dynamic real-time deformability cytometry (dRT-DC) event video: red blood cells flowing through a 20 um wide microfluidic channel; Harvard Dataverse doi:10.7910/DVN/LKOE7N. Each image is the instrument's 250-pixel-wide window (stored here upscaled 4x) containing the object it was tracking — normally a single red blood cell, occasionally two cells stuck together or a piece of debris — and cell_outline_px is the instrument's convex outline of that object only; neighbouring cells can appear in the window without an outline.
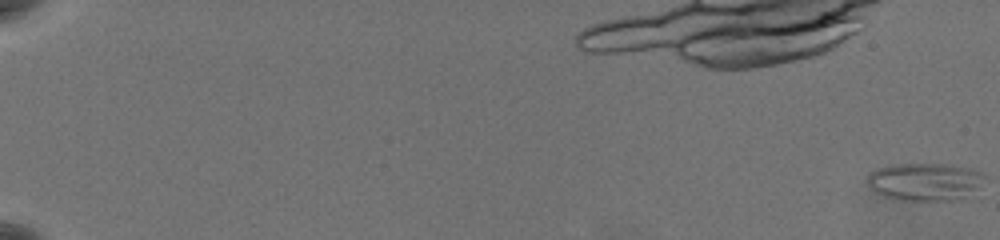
{"species": "common noctule bat (a hibernating species)", "species_latin": "Nyctalus noctula", "temperature_condition": "warm", "stored_images_in_passage": 62, "camera_frame_rate_fps": 3000, "um_per_image_px": 0.085, "animal": {"sex": "female", "body_mass_g": 19.5, "forearm_length_mm": 54.1}, "frame": {"image": 1, "passage_image": 1, "time_ms": 0.0, "image_size_px": [1000, 240], "cell_outline_px": [[984, 176], [960, 200], [900, 200], [884, 196], [868, 188], [868, 176], [876, 168], [900, 164], [944, 164], [968, 168], [980, 172]], "centroid_in_image_um": [78.5, 15.44], "position_along_channel_um": 6.5, "area_um2": 24.97}}
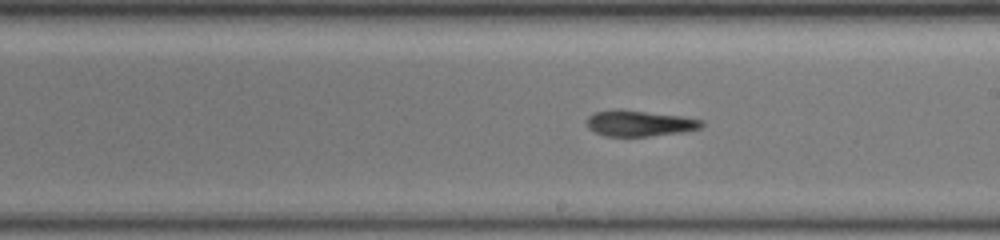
{"frame": {"image": 2, "passage_image": 40, "time_ms": 13.0, "image_size_px": [1000, 240], "cell_outline_px": [[704, 124], [700, 128], [684, 132], [648, 136], [604, 136], [588, 128], [588, 116], [596, 112], [644, 112], [680, 116], [704, 120]], "centroid_in_image_um": [54.43, 10.53], "position_along_channel_um": 234.6, "area_um2": 16.47}}
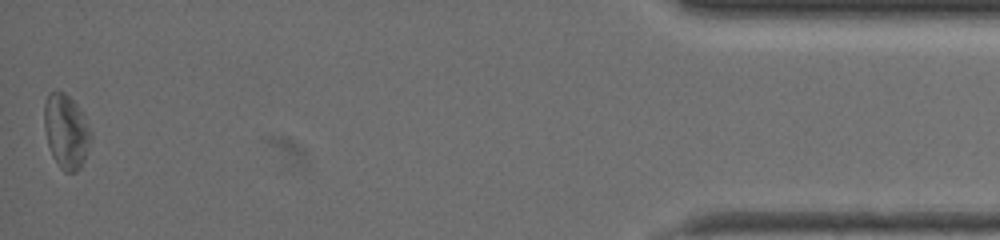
{"frame": {"image": 3, "passage_image": 62, "time_ms": 20.333, "image_size_px": [1000, 240], "cell_outline_px": [[92, 136], [84, 160], [80, 168], [76, 172], [64, 172], [60, 168], [52, 156], [48, 144], [44, 128], [44, 104], [48, 92], [64, 92], [76, 104], [92, 132]], "centroid_in_image_um": [5.61, 11.18], "position_along_channel_um": 429.6, "area_um2": 20.06}, "authors_computed_cell_mechanics": {"area_um2": 18.207, "velocity_mm_per_s": 3.6623, "shape_relaxation_time_tau1_ms": null, "shape_relaxation_time_tau2_ms": 2.3052, "deformation_change_tau1": null, "deformation_change_tau2": 0.1345}}